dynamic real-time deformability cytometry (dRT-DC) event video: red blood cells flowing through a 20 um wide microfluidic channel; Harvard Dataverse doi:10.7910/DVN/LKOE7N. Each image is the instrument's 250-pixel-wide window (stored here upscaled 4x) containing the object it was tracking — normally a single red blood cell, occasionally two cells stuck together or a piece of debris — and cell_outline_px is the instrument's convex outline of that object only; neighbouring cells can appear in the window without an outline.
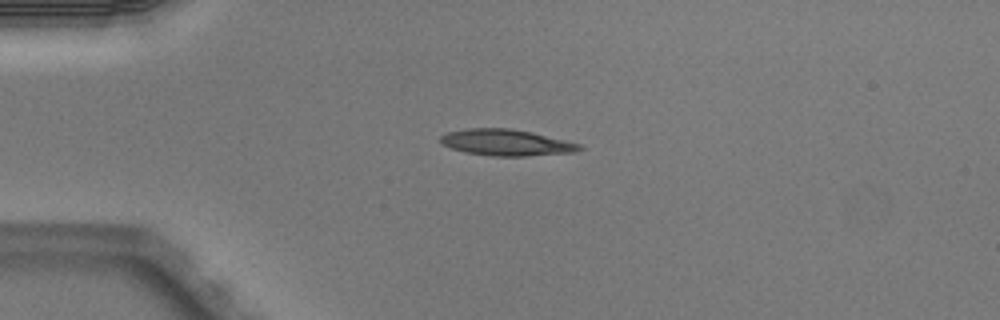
{"species": "Egyptian fruit bat (a non-hibernating species)", "species_latin": "Rousettus aegyptiacus", "temperature_condition": "warm", "stored_images_in_passage": 3, "camera_frame_rate_fps": 3000, "um_per_image_px": 0.085, "animal": {"sex": "male"}, "frame": {"image": 1, "passage_image": 2, "time_ms": 0.333, "image_size_px": [1000, 320], "cell_outline_px": [[584, 148], [576, 152], [528, 156], [492, 156], [464, 152], [452, 148], [444, 144], [440, 140], [440, 136], [448, 132], [464, 128], [512, 128], [532, 132], [580, 144]], "centroid_in_image_um": [43.04, 12.11], "position_along_channel_um": 42.0, "area_um2": 21.33}}